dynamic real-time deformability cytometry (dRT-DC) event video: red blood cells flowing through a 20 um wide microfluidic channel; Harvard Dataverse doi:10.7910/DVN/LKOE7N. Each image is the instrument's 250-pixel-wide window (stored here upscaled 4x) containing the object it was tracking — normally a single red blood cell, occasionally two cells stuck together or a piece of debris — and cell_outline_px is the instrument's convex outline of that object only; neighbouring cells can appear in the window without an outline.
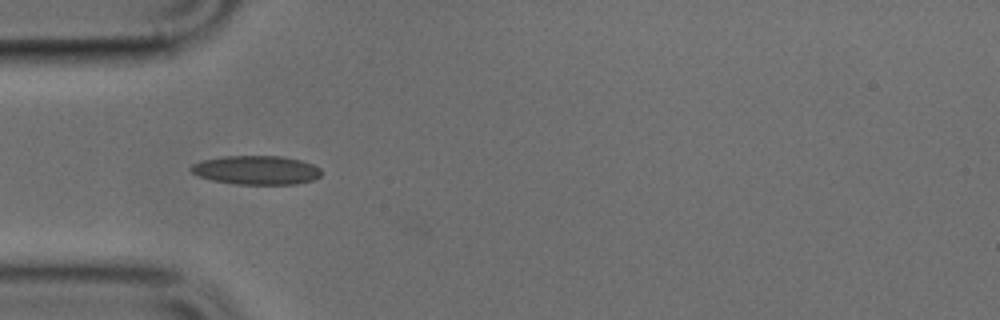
{"species": "common noctule bat (a hibernating species)", "species_latin": "Nyctalus noctula", "temperature_condition": "cold", "stored_images_in_passage": 36, "camera_frame_rate_fps": 3000, "um_per_image_px": 0.085, "animal": {"sex": "male", "body_mass_g": 17.9, "forearm_length_mm": 54.2}, "frame": {"image": 1, "passage_image": 1, "time_ms": 0.0, "image_size_px": [1000, 320], "cell_outline_px": [[320, 176], [312, 180], [296, 184], [236, 184], [212, 180], [200, 176], [192, 172], [188, 168], [192, 164], [200, 160], [224, 156], [280, 156], [300, 160], [312, 164], [320, 168]], "centroid_in_image_um": [21.76, 14.45], "position_along_channel_um": 63.2, "area_um2": 21.91}}
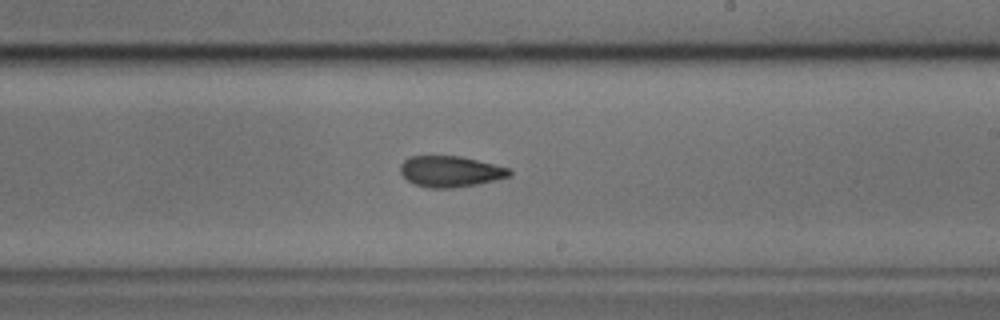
{"frame": {"image": 2, "passage_image": 15, "time_ms": 4.667, "image_size_px": [1000, 320], "cell_outline_px": [[512, 176], [480, 184], [452, 188], [428, 188], [416, 184], [408, 180], [400, 172], [400, 164], [408, 156], [460, 156], [508, 168], [512, 172]], "centroid_in_image_um": [38.28, 14.58], "position_along_channel_um": 250.7, "area_um2": 19.71}}
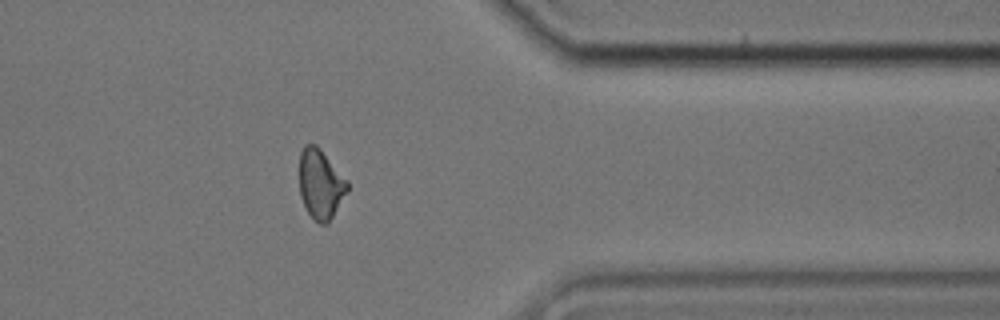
{"frame": {"image": 3, "passage_image": 26, "time_ms": 8.333, "image_size_px": [1000, 320], "cell_outline_px": [[348, 192], [328, 224], [320, 224], [308, 212], [300, 196], [300, 152], [304, 144], [316, 144], [320, 148], [348, 180]], "centroid_in_image_um": [27.27, 15.63], "position_along_channel_um": 384.1, "area_um2": 19.54}}